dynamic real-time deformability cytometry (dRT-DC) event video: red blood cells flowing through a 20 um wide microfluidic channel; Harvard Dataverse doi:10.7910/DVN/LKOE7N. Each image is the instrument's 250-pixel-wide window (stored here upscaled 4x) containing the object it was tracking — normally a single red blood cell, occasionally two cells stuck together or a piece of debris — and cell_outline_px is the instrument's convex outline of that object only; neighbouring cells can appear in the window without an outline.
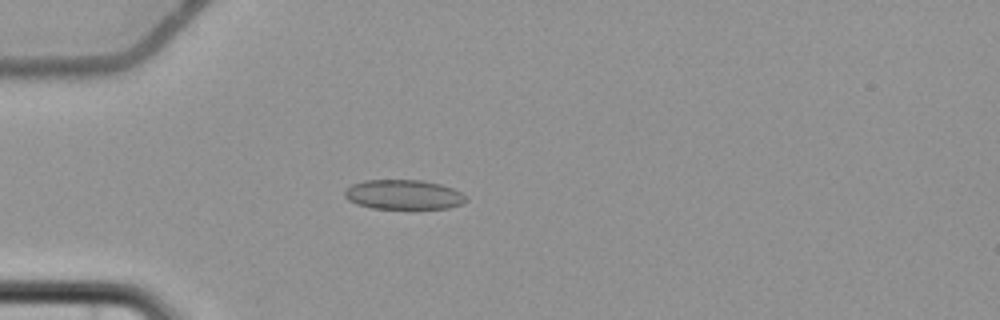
{"species": "common noctule bat (a hibernating species)", "species_latin": "Nyctalus noctula", "temperature_condition": "cold", "stored_images_in_passage": 5, "camera_frame_rate_fps": 3000, "um_per_image_px": 0.085, "animal": {"sex": "female", "body_mass_g": 22.7, "forearm_length_mm": 54.2}, "frame": {"image": 1, "passage_image": 3, "time_ms": 3.333, "image_size_px": [1000, 320], "cell_outline_px": [[468, 200], [460, 204], [448, 208], [372, 208], [356, 204], [348, 200], [344, 196], [344, 192], [352, 184], [364, 180], [420, 180], [440, 184], [452, 188], [460, 192]], "centroid_in_image_um": [34.27, 16.54], "position_along_channel_um": 50.7, "area_um2": 20.75}}
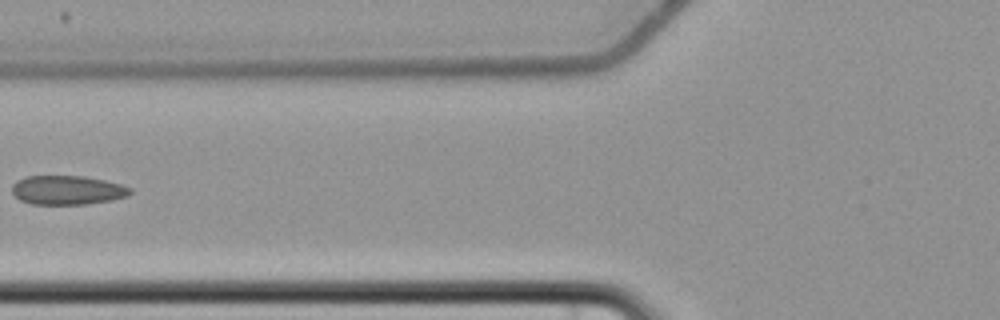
{"frame": {"image": 2, "passage_image": 5, "time_ms": 5.667, "image_size_px": [1000, 320], "cell_outline_px": [[132, 192], [128, 196], [112, 200], [88, 204], [32, 204], [20, 200], [12, 192], [12, 184], [16, 180], [24, 176], [84, 176], [104, 180], [120, 184], [132, 188]], "centroid_in_image_um": [5.72, 16.15], "position_along_channel_um": 120.1, "area_um2": 20.17}}